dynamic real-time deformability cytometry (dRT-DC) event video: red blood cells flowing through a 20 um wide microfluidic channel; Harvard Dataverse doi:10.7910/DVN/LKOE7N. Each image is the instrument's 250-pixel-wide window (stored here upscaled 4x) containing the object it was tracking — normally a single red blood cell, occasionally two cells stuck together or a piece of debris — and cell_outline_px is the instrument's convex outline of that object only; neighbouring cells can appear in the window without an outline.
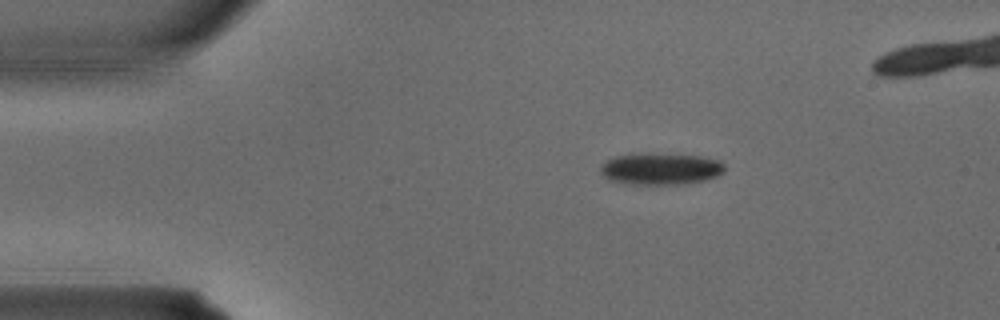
{"species": "common noctule bat (a hibernating species)", "species_latin": "Nyctalus noctula", "temperature_condition": "warm", "stored_images_in_passage": 3, "camera_frame_rate_fps": 3000, "um_per_image_px": 0.085, "animal": {"sex": "male", "body_mass_g": 15.6}, "frame": {"image": 1, "passage_image": 1, "time_ms": 0.0, "image_size_px": [1000, 320], "cell_outline_px": [[724, 172], [708, 180], [684, 184], [624, 184], [608, 180], [600, 172], [600, 164], [604, 160], [616, 156], [700, 156], [720, 160], [724, 164]], "centroid_in_image_um": [56.15, 14.41], "position_along_channel_um": 28.8, "area_um2": 22.31}}